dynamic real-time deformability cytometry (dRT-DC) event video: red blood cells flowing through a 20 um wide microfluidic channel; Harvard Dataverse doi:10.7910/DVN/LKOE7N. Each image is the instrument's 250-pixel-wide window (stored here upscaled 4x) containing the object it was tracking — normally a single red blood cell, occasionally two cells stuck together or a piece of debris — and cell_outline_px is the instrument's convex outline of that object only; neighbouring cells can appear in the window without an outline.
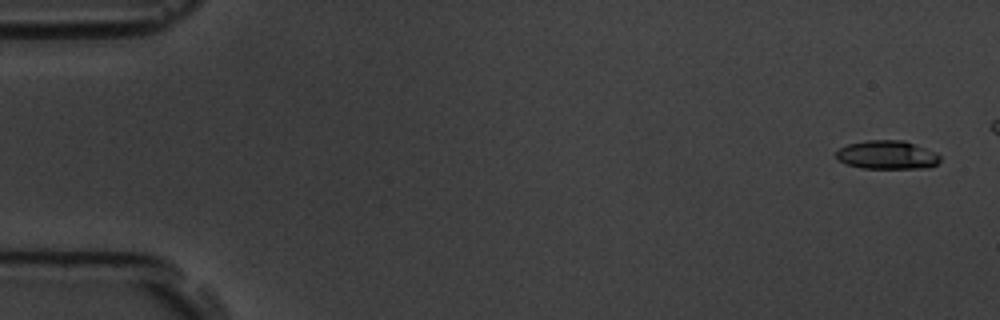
{"species": "common noctule bat (a hibernating species)", "species_latin": "Nyctalus noctula", "temperature_condition": "room temperature", "stored_images_in_passage": 7, "camera_frame_rate_fps": 3000, "um_per_image_px": 0.085, "animal": {"sex": "male", "body_mass_g": 19.5, "forearm_length_mm": 54.6}, "frame": {"image": 1, "passage_image": 1, "time_ms": 0.0, "image_size_px": [1000, 320], "cell_outline_px": [[940, 160], [936, 164], [928, 168], [864, 168], [848, 164], [836, 160], [836, 152], [840, 148], [848, 144], [868, 140], [904, 140], [936, 152], [940, 156]], "centroid_in_image_um": [75.41, 13.16], "position_along_channel_um": 9.6, "area_um2": 17.28}}
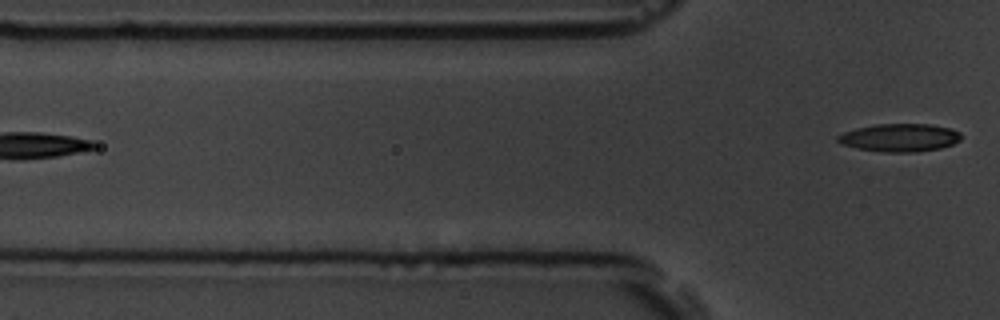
{"frame": {"image": 2, "passage_image": 7, "time_ms": 7.0, "image_size_px": [1000, 320], "cell_outline_px": [[960, 140], [952, 144], [940, 148], [916, 152], [884, 152], [856, 148], [840, 144], [836, 140], [836, 136], [844, 132], [856, 128], [876, 124], [932, 124], [952, 128], [960, 132]], "centroid_in_image_um": [76.46, 11.69], "position_along_channel_um": 49.3, "area_um2": 20.23}}